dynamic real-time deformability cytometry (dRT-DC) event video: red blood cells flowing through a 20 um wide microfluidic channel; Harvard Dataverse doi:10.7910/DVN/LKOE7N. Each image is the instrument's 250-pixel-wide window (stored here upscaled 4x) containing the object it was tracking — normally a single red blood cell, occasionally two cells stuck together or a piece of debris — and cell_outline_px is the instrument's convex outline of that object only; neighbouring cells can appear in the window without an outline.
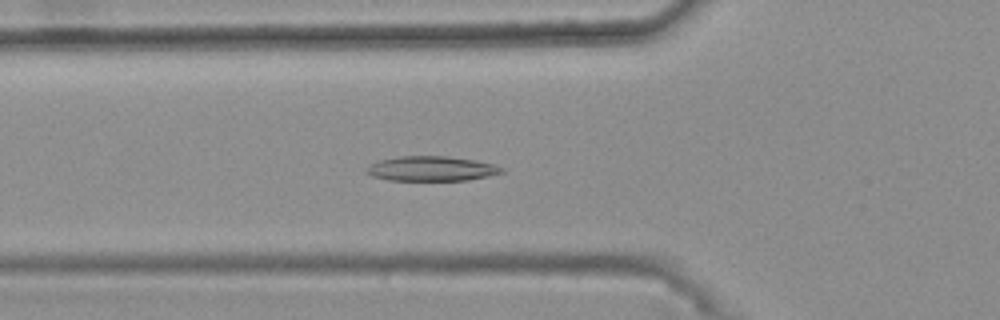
{"species": "common noctule bat (a hibernating species)", "species_latin": "Nyctalus noctula", "temperature_condition": "warm", "stored_images_in_passage": 46, "camera_frame_rate_fps": 3000, "um_per_image_px": 0.085, "animal": {"sex": "female", "body_mass_g": 25.1}, "frame": {"image": 1, "passage_image": 19, "time_ms": 6.0, "image_size_px": [1000, 320], "cell_outline_px": [[504, 172], [488, 176], [468, 180], [388, 180], [372, 176], [364, 172], [364, 168], [380, 160], [400, 156], [448, 156], [476, 160], [492, 164], [504, 168]], "centroid_in_image_um": [36.66, 14.33], "position_along_channel_um": 89.1, "area_um2": 19.54}}
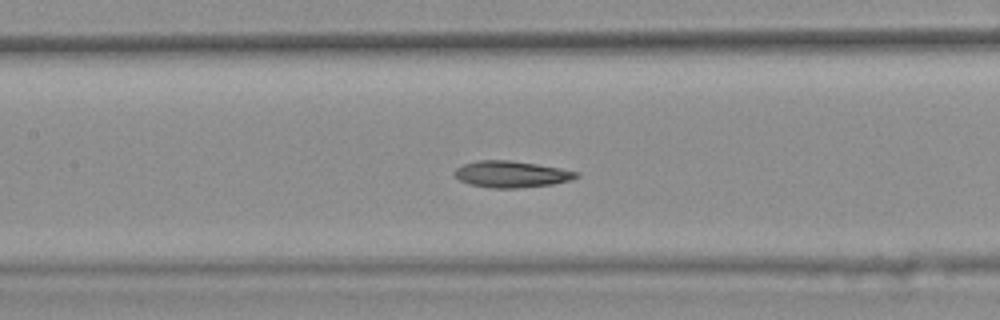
{"frame": {"image": 2, "passage_image": 25, "time_ms": 8.0, "image_size_px": [1000, 320], "cell_outline_px": [[580, 176], [572, 180], [552, 184], [516, 188], [492, 188], [468, 184], [460, 180], [452, 172], [456, 168], [464, 164], [476, 160], [508, 160], [536, 164], [560, 168], [580, 172]], "centroid_in_image_um": [43.47, 14.8], "position_along_channel_um": 163.9, "area_um2": 18.84}}
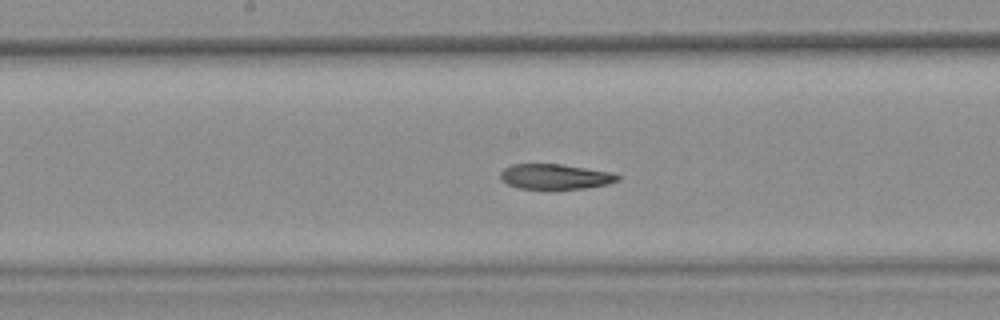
{"frame": {"image": 3, "passage_image": 28, "time_ms": 9.0, "image_size_px": [1000, 320], "cell_outline_px": [[620, 180], [608, 184], [588, 188], [520, 188], [508, 184], [500, 180], [500, 172], [504, 168], [512, 164], [560, 164], [612, 172], [620, 176]], "centroid_in_image_um": [47.2, 15.0], "position_along_channel_um": 201.0, "area_um2": 17.11}, "authors_computed_cell_mechanics": {"area_um2": 18.6983, "velocity_mm_per_s": 3.7283, "shape_relaxation_time_tau1_ms": 10.2174, "shape_relaxation_time_tau2_ms": null, "deformation_change_tau1": 0.1941, "deformation_change_tau2": null}}